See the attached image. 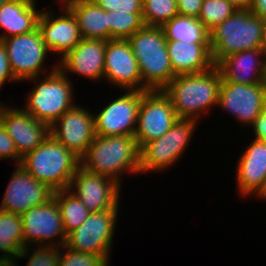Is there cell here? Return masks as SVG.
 <instances>
[{
	"instance_id": "obj_18",
	"label": "cell",
	"mask_w": 266,
	"mask_h": 266,
	"mask_svg": "<svg viewBox=\"0 0 266 266\" xmlns=\"http://www.w3.org/2000/svg\"><path fill=\"white\" fill-rule=\"evenodd\" d=\"M60 9L63 13L56 16L51 9L45 7L38 19L42 39L50 54L53 52L60 55L58 61L82 40L77 20L72 12L67 7Z\"/></svg>"
},
{
	"instance_id": "obj_24",
	"label": "cell",
	"mask_w": 266,
	"mask_h": 266,
	"mask_svg": "<svg viewBox=\"0 0 266 266\" xmlns=\"http://www.w3.org/2000/svg\"><path fill=\"white\" fill-rule=\"evenodd\" d=\"M36 0H11L0 7V41L27 34L38 27L41 10H36Z\"/></svg>"
},
{
	"instance_id": "obj_3",
	"label": "cell",
	"mask_w": 266,
	"mask_h": 266,
	"mask_svg": "<svg viewBox=\"0 0 266 266\" xmlns=\"http://www.w3.org/2000/svg\"><path fill=\"white\" fill-rule=\"evenodd\" d=\"M20 165L37 181L56 192L68 189L80 166V157L50 134L22 157Z\"/></svg>"
},
{
	"instance_id": "obj_5",
	"label": "cell",
	"mask_w": 266,
	"mask_h": 266,
	"mask_svg": "<svg viewBox=\"0 0 266 266\" xmlns=\"http://www.w3.org/2000/svg\"><path fill=\"white\" fill-rule=\"evenodd\" d=\"M48 67L50 70L45 77L27 79L33 84L35 82V85L26 94L23 109L50 127L75 105V98H73L75 96L69 75L64 74L56 63Z\"/></svg>"
},
{
	"instance_id": "obj_33",
	"label": "cell",
	"mask_w": 266,
	"mask_h": 266,
	"mask_svg": "<svg viewBox=\"0 0 266 266\" xmlns=\"http://www.w3.org/2000/svg\"><path fill=\"white\" fill-rule=\"evenodd\" d=\"M60 250L59 266H109L110 263L101 255L84 253L63 245ZM64 251V252H63Z\"/></svg>"
},
{
	"instance_id": "obj_20",
	"label": "cell",
	"mask_w": 266,
	"mask_h": 266,
	"mask_svg": "<svg viewBox=\"0 0 266 266\" xmlns=\"http://www.w3.org/2000/svg\"><path fill=\"white\" fill-rule=\"evenodd\" d=\"M106 43L101 39L82 38L76 47L56 62L58 68L66 75L77 74L94 82L103 80Z\"/></svg>"
},
{
	"instance_id": "obj_11",
	"label": "cell",
	"mask_w": 266,
	"mask_h": 266,
	"mask_svg": "<svg viewBox=\"0 0 266 266\" xmlns=\"http://www.w3.org/2000/svg\"><path fill=\"white\" fill-rule=\"evenodd\" d=\"M177 120L170 98L162 90L145 91L141 97L134 134L139 148L164 135Z\"/></svg>"
},
{
	"instance_id": "obj_14",
	"label": "cell",
	"mask_w": 266,
	"mask_h": 266,
	"mask_svg": "<svg viewBox=\"0 0 266 266\" xmlns=\"http://www.w3.org/2000/svg\"><path fill=\"white\" fill-rule=\"evenodd\" d=\"M145 91L125 90L123 94L94 115L95 134L99 136L134 135L138 109Z\"/></svg>"
},
{
	"instance_id": "obj_9",
	"label": "cell",
	"mask_w": 266,
	"mask_h": 266,
	"mask_svg": "<svg viewBox=\"0 0 266 266\" xmlns=\"http://www.w3.org/2000/svg\"><path fill=\"white\" fill-rule=\"evenodd\" d=\"M1 42L6 47L11 71L19 82L48 74L44 64L50 51L38 27L27 34L2 39Z\"/></svg>"
},
{
	"instance_id": "obj_32",
	"label": "cell",
	"mask_w": 266,
	"mask_h": 266,
	"mask_svg": "<svg viewBox=\"0 0 266 266\" xmlns=\"http://www.w3.org/2000/svg\"><path fill=\"white\" fill-rule=\"evenodd\" d=\"M35 249L33 248L30 255V246L23 248L16 260H14L9 266H20L17 264V259H27V257L28 261L26 266H59L61 247L36 246Z\"/></svg>"
},
{
	"instance_id": "obj_19",
	"label": "cell",
	"mask_w": 266,
	"mask_h": 266,
	"mask_svg": "<svg viewBox=\"0 0 266 266\" xmlns=\"http://www.w3.org/2000/svg\"><path fill=\"white\" fill-rule=\"evenodd\" d=\"M0 121L21 157L33 151L50 135V127L23 108L6 105Z\"/></svg>"
},
{
	"instance_id": "obj_25",
	"label": "cell",
	"mask_w": 266,
	"mask_h": 266,
	"mask_svg": "<svg viewBox=\"0 0 266 266\" xmlns=\"http://www.w3.org/2000/svg\"><path fill=\"white\" fill-rule=\"evenodd\" d=\"M67 8L76 18L82 38L108 41V11L93 0L74 2Z\"/></svg>"
},
{
	"instance_id": "obj_8",
	"label": "cell",
	"mask_w": 266,
	"mask_h": 266,
	"mask_svg": "<svg viewBox=\"0 0 266 266\" xmlns=\"http://www.w3.org/2000/svg\"><path fill=\"white\" fill-rule=\"evenodd\" d=\"M119 208L90 213L88 218L67 235L65 245L76 251L101 255L110 262Z\"/></svg>"
},
{
	"instance_id": "obj_23",
	"label": "cell",
	"mask_w": 266,
	"mask_h": 266,
	"mask_svg": "<svg viewBox=\"0 0 266 266\" xmlns=\"http://www.w3.org/2000/svg\"><path fill=\"white\" fill-rule=\"evenodd\" d=\"M167 48L172 69L176 76L202 73L215 66L210 44L167 41Z\"/></svg>"
},
{
	"instance_id": "obj_36",
	"label": "cell",
	"mask_w": 266,
	"mask_h": 266,
	"mask_svg": "<svg viewBox=\"0 0 266 266\" xmlns=\"http://www.w3.org/2000/svg\"><path fill=\"white\" fill-rule=\"evenodd\" d=\"M11 82L14 84L16 82H19L13 75L9 59L7 56V50L6 47L3 45V43L0 41V90L2 89V86H4L5 82Z\"/></svg>"
},
{
	"instance_id": "obj_7",
	"label": "cell",
	"mask_w": 266,
	"mask_h": 266,
	"mask_svg": "<svg viewBox=\"0 0 266 266\" xmlns=\"http://www.w3.org/2000/svg\"><path fill=\"white\" fill-rule=\"evenodd\" d=\"M199 122L178 119L161 137L145 143L140 148V174L165 171L182 158Z\"/></svg>"
},
{
	"instance_id": "obj_6",
	"label": "cell",
	"mask_w": 266,
	"mask_h": 266,
	"mask_svg": "<svg viewBox=\"0 0 266 266\" xmlns=\"http://www.w3.org/2000/svg\"><path fill=\"white\" fill-rule=\"evenodd\" d=\"M265 20L251 10H237L209 31L212 59L217 66L227 56L261 48Z\"/></svg>"
},
{
	"instance_id": "obj_39",
	"label": "cell",
	"mask_w": 266,
	"mask_h": 266,
	"mask_svg": "<svg viewBox=\"0 0 266 266\" xmlns=\"http://www.w3.org/2000/svg\"><path fill=\"white\" fill-rule=\"evenodd\" d=\"M250 10L252 14L266 20V0H253Z\"/></svg>"
},
{
	"instance_id": "obj_2",
	"label": "cell",
	"mask_w": 266,
	"mask_h": 266,
	"mask_svg": "<svg viewBox=\"0 0 266 266\" xmlns=\"http://www.w3.org/2000/svg\"><path fill=\"white\" fill-rule=\"evenodd\" d=\"M80 166L121 185L124 174H140V148L134 135H96L80 157Z\"/></svg>"
},
{
	"instance_id": "obj_37",
	"label": "cell",
	"mask_w": 266,
	"mask_h": 266,
	"mask_svg": "<svg viewBox=\"0 0 266 266\" xmlns=\"http://www.w3.org/2000/svg\"><path fill=\"white\" fill-rule=\"evenodd\" d=\"M178 13L184 16L197 17L200 14L203 0H176Z\"/></svg>"
},
{
	"instance_id": "obj_42",
	"label": "cell",
	"mask_w": 266,
	"mask_h": 266,
	"mask_svg": "<svg viewBox=\"0 0 266 266\" xmlns=\"http://www.w3.org/2000/svg\"><path fill=\"white\" fill-rule=\"evenodd\" d=\"M260 49L264 52V55L266 56V20H265V24H264V28H263L261 48Z\"/></svg>"
},
{
	"instance_id": "obj_28",
	"label": "cell",
	"mask_w": 266,
	"mask_h": 266,
	"mask_svg": "<svg viewBox=\"0 0 266 266\" xmlns=\"http://www.w3.org/2000/svg\"><path fill=\"white\" fill-rule=\"evenodd\" d=\"M53 198L60 208L66 235L77 229L90 215L81 200L68 189L54 192Z\"/></svg>"
},
{
	"instance_id": "obj_31",
	"label": "cell",
	"mask_w": 266,
	"mask_h": 266,
	"mask_svg": "<svg viewBox=\"0 0 266 266\" xmlns=\"http://www.w3.org/2000/svg\"><path fill=\"white\" fill-rule=\"evenodd\" d=\"M237 10L228 0H203L198 19L210 31Z\"/></svg>"
},
{
	"instance_id": "obj_41",
	"label": "cell",
	"mask_w": 266,
	"mask_h": 266,
	"mask_svg": "<svg viewBox=\"0 0 266 266\" xmlns=\"http://www.w3.org/2000/svg\"><path fill=\"white\" fill-rule=\"evenodd\" d=\"M255 197L259 198V199H263L264 201H266V179L264 180V184L262 186V188L258 191V193L255 195Z\"/></svg>"
},
{
	"instance_id": "obj_27",
	"label": "cell",
	"mask_w": 266,
	"mask_h": 266,
	"mask_svg": "<svg viewBox=\"0 0 266 266\" xmlns=\"http://www.w3.org/2000/svg\"><path fill=\"white\" fill-rule=\"evenodd\" d=\"M167 41L210 44L209 30L197 17L176 15L162 27Z\"/></svg>"
},
{
	"instance_id": "obj_1",
	"label": "cell",
	"mask_w": 266,
	"mask_h": 266,
	"mask_svg": "<svg viewBox=\"0 0 266 266\" xmlns=\"http://www.w3.org/2000/svg\"><path fill=\"white\" fill-rule=\"evenodd\" d=\"M221 80V71L214 66L202 73L177 75L162 91L170 98L178 119L199 122L201 116L217 108Z\"/></svg>"
},
{
	"instance_id": "obj_26",
	"label": "cell",
	"mask_w": 266,
	"mask_h": 266,
	"mask_svg": "<svg viewBox=\"0 0 266 266\" xmlns=\"http://www.w3.org/2000/svg\"><path fill=\"white\" fill-rule=\"evenodd\" d=\"M24 248L22 219L19 214L0 210V266H9Z\"/></svg>"
},
{
	"instance_id": "obj_15",
	"label": "cell",
	"mask_w": 266,
	"mask_h": 266,
	"mask_svg": "<svg viewBox=\"0 0 266 266\" xmlns=\"http://www.w3.org/2000/svg\"><path fill=\"white\" fill-rule=\"evenodd\" d=\"M103 80L123 91H142L139 64L128 40L110 39L107 41Z\"/></svg>"
},
{
	"instance_id": "obj_16",
	"label": "cell",
	"mask_w": 266,
	"mask_h": 266,
	"mask_svg": "<svg viewBox=\"0 0 266 266\" xmlns=\"http://www.w3.org/2000/svg\"><path fill=\"white\" fill-rule=\"evenodd\" d=\"M15 166L3 194L0 210L21 215L53 198L54 191L47 185L37 181L20 164Z\"/></svg>"
},
{
	"instance_id": "obj_34",
	"label": "cell",
	"mask_w": 266,
	"mask_h": 266,
	"mask_svg": "<svg viewBox=\"0 0 266 266\" xmlns=\"http://www.w3.org/2000/svg\"><path fill=\"white\" fill-rule=\"evenodd\" d=\"M105 11L142 13V0H93Z\"/></svg>"
},
{
	"instance_id": "obj_30",
	"label": "cell",
	"mask_w": 266,
	"mask_h": 266,
	"mask_svg": "<svg viewBox=\"0 0 266 266\" xmlns=\"http://www.w3.org/2000/svg\"><path fill=\"white\" fill-rule=\"evenodd\" d=\"M178 14L176 0H142V19L145 26L162 27Z\"/></svg>"
},
{
	"instance_id": "obj_10",
	"label": "cell",
	"mask_w": 266,
	"mask_h": 266,
	"mask_svg": "<svg viewBox=\"0 0 266 266\" xmlns=\"http://www.w3.org/2000/svg\"><path fill=\"white\" fill-rule=\"evenodd\" d=\"M20 216L23 224L24 248L30 244L31 247L33 244L57 247L65 245L67 235L60 208L54 198L47 203L28 209Z\"/></svg>"
},
{
	"instance_id": "obj_43",
	"label": "cell",
	"mask_w": 266,
	"mask_h": 266,
	"mask_svg": "<svg viewBox=\"0 0 266 266\" xmlns=\"http://www.w3.org/2000/svg\"><path fill=\"white\" fill-rule=\"evenodd\" d=\"M78 1H86V0H58L61 7H67L68 5Z\"/></svg>"
},
{
	"instance_id": "obj_17",
	"label": "cell",
	"mask_w": 266,
	"mask_h": 266,
	"mask_svg": "<svg viewBox=\"0 0 266 266\" xmlns=\"http://www.w3.org/2000/svg\"><path fill=\"white\" fill-rule=\"evenodd\" d=\"M50 134L81 157L96 136L94 115L83 105L75 104L50 126Z\"/></svg>"
},
{
	"instance_id": "obj_40",
	"label": "cell",
	"mask_w": 266,
	"mask_h": 266,
	"mask_svg": "<svg viewBox=\"0 0 266 266\" xmlns=\"http://www.w3.org/2000/svg\"><path fill=\"white\" fill-rule=\"evenodd\" d=\"M238 10H249L253 0H228Z\"/></svg>"
},
{
	"instance_id": "obj_22",
	"label": "cell",
	"mask_w": 266,
	"mask_h": 266,
	"mask_svg": "<svg viewBox=\"0 0 266 266\" xmlns=\"http://www.w3.org/2000/svg\"><path fill=\"white\" fill-rule=\"evenodd\" d=\"M217 67L228 82L252 85L265 82L266 56L261 49L245 50L224 58Z\"/></svg>"
},
{
	"instance_id": "obj_44",
	"label": "cell",
	"mask_w": 266,
	"mask_h": 266,
	"mask_svg": "<svg viewBox=\"0 0 266 266\" xmlns=\"http://www.w3.org/2000/svg\"><path fill=\"white\" fill-rule=\"evenodd\" d=\"M5 107L6 106L3 103H0V120H1V116H2V113H3V110L5 109Z\"/></svg>"
},
{
	"instance_id": "obj_12",
	"label": "cell",
	"mask_w": 266,
	"mask_h": 266,
	"mask_svg": "<svg viewBox=\"0 0 266 266\" xmlns=\"http://www.w3.org/2000/svg\"><path fill=\"white\" fill-rule=\"evenodd\" d=\"M217 107L234 115L239 124L251 127L266 109L265 83L247 85L228 82L222 77Z\"/></svg>"
},
{
	"instance_id": "obj_35",
	"label": "cell",
	"mask_w": 266,
	"mask_h": 266,
	"mask_svg": "<svg viewBox=\"0 0 266 266\" xmlns=\"http://www.w3.org/2000/svg\"><path fill=\"white\" fill-rule=\"evenodd\" d=\"M11 160L15 162V165L21 163L22 157L18 154L14 141L7 134L4 125L0 121V161Z\"/></svg>"
},
{
	"instance_id": "obj_13",
	"label": "cell",
	"mask_w": 266,
	"mask_h": 266,
	"mask_svg": "<svg viewBox=\"0 0 266 266\" xmlns=\"http://www.w3.org/2000/svg\"><path fill=\"white\" fill-rule=\"evenodd\" d=\"M121 185L112 178L79 166L68 190L78 197L90 213L120 208Z\"/></svg>"
},
{
	"instance_id": "obj_4",
	"label": "cell",
	"mask_w": 266,
	"mask_h": 266,
	"mask_svg": "<svg viewBox=\"0 0 266 266\" xmlns=\"http://www.w3.org/2000/svg\"><path fill=\"white\" fill-rule=\"evenodd\" d=\"M128 42L139 64L142 91L163 90L176 75L162 28L144 25Z\"/></svg>"
},
{
	"instance_id": "obj_38",
	"label": "cell",
	"mask_w": 266,
	"mask_h": 266,
	"mask_svg": "<svg viewBox=\"0 0 266 266\" xmlns=\"http://www.w3.org/2000/svg\"><path fill=\"white\" fill-rule=\"evenodd\" d=\"M251 127L254 138L266 142V109L262 111Z\"/></svg>"
},
{
	"instance_id": "obj_29",
	"label": "cell",
	"mask_w": 266,
	"mask_h": 266,
	"mask_svg": "<svg viewBox=\"0 0 266 266\" xmlns=\"http://www.w3.org/2000/svg\"><path fill=\"white\" fill-rule=\"evenodd\" d=\"M108 40H128L143 26L142 13L108 11Z\"/></svg>"
},
{
	"instance_id": "obj_45",
	"label": "cell",
	"mask_w": 266,
	"mask_h": 266,
	"mask_svg": "<svg viewBox=\"0 0 266 266\" xmlns=\"http://www.w3.org/2000/svg\"><path fill=\"white\" fill-rule=\"evenodd\" d=\"M11 0H0V7L3 5V4H6L7 2H9Z\"/></svg>"
},
{
	"instance_id": "obj_21",
	"label": "cell",
	"mask_w": 266,
	"mask_h": 266,
	"mask_svg": "<svg viewBox=\"0 0 266 266\" xmlns=\"http://www.w3.org/2000/svg\"><path fill=\"white\" fill-rule=\"evenodd\" d=\"M248 145L235 169L238 193L246 198L255 196L266 179V142L254 138Z\"/></svg>"
}]
</instances>
